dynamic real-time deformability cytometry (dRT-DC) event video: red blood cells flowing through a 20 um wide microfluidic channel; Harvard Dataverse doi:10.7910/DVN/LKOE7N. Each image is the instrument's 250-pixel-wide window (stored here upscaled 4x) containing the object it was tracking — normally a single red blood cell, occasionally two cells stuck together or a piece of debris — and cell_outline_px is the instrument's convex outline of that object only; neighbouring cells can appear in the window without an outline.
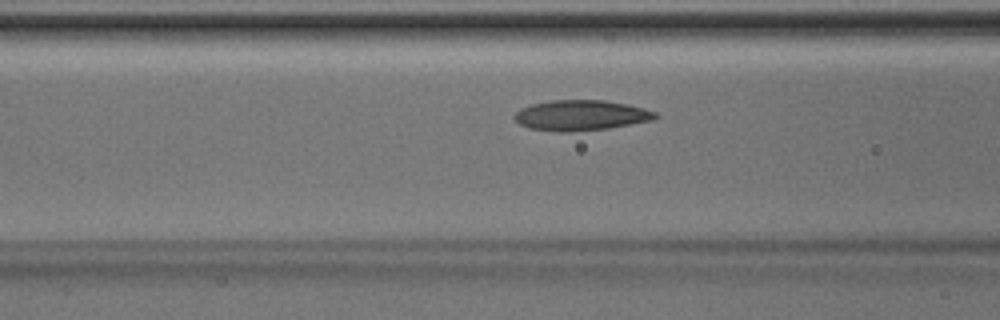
{"species": "Egyptian fruit bat (a non-hibernating species)", "species_latin": "Rousettus aegyptiacus", "temperature_condition": "room temperature", "stored_images_in_passage": 12, "camera_frame_rate_fps": 3000, "um_per_image_px": 0.085, "animal": {"sex": "male"}, "frame": {"image": 1, "passage_image": 10, "time_ms": 3.0, "image_size_px": [1000, 320], "cell_outline_px": [[660, 116], [652, 120], [608, 128], [568, 132], [560, 132], [528, 128], [520, 124], [512, 116], [520, 108], [532, 104], [548, 100], [604, 100], [644, 108], [656, 112]], "centroid_in_image_um": [49.35, 9.8], "position_along_channel_um": 117.3, "area_um2": 24.91}}